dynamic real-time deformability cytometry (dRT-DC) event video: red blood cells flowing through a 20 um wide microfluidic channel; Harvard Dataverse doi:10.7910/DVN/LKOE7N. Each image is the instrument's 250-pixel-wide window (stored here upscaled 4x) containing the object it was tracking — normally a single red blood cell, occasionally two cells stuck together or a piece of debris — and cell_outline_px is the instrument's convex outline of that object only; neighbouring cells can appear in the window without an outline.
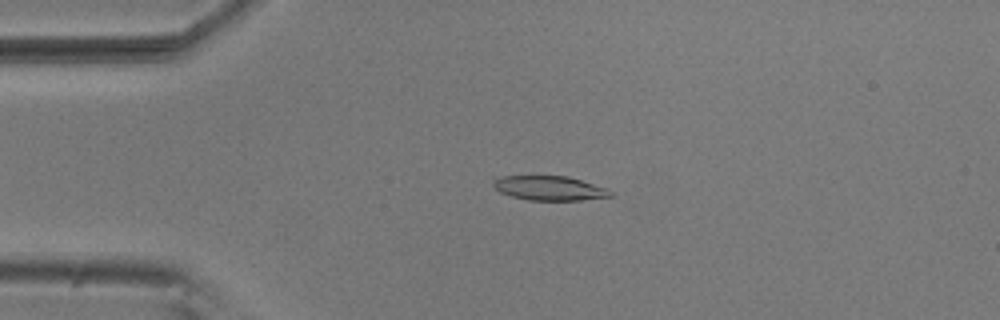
{"species": "common noctule bat (a hibernating species)", "species_latin": "Nyctalus noctula", "temperature_condition": "room temperature", "stored_images_in_passage": 54, "camera_frame_rate_fps": 3000, "um_per_image_px": 0.085, "animal": {"sex": "male", "body_mass_g": 20.5, "forearm_length_mm": 52.5}, "frame": {"image": 1, "passage_image": 12, "time_ms": 3.667, "image_size_px": [1000, 320], "cell_outline_px": [[612, 196], [580, 200], [528, 200], [512, 196], [500, 192], [492, 184], [492, 176], [568, 176], [608, 188], [612, 192]], "centroid_in_image_um": [46.67, 15.98], "position_along_channel_um": 38.3, "area_um2": 16.76}}
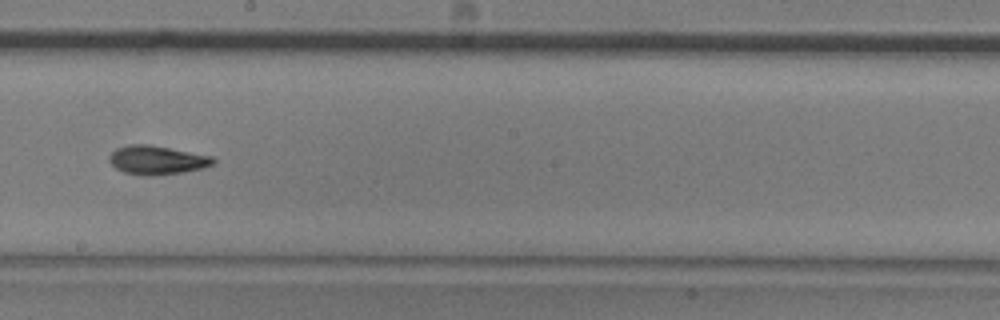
{"frame": {"image": 2, "passage_image": 30, "time_ms": 9.667, "image_size_px": [1000, 320], "cell_outline_px": [[216, 164], [204, 168], [184, 172], [152, 176], [140, 176], [124, 172], [116, 168], [108, 160], [108, 156], [116, 148], [128, 144], [148, 144], [212, 156], [216, 160]], "centroid_in_image_um": [13.34, 13.61], "position_along_channel_um": 234.9, "area_um2": 17.69}}
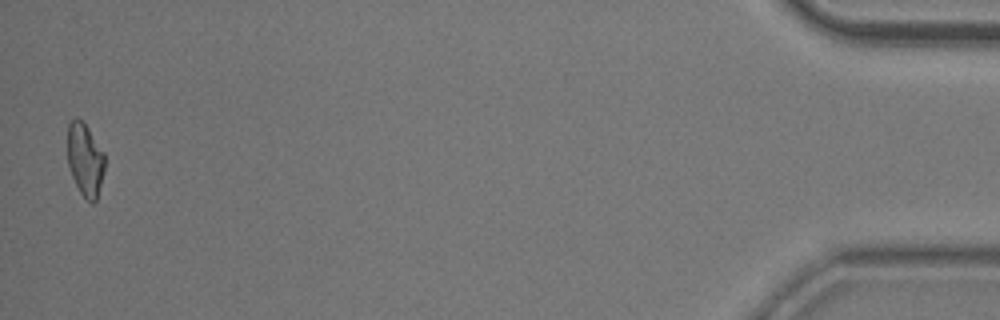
{"frame": {"image": 3, "passage_image": 53, "time_ms": 17.333, "image_size_px": [1000, 320], "cell_outline_px": [[104, 172], [96, 200], [92, 204], [80, 192], [72, 176], [68, 164], [68, 124], [76, 116], [88, 128], [104, 152]], "centroid_in_image_um": [7.23, 13.56], "position_along_channel_um": 428.0, "area_um2": 15.61}, "authors_computed_cell_mechanics": {"area_um2": 16.9065, "velocity_mm_per_s": 3.7402, "shape_relaxation_time_tau1_ms": 5.2105, "shape_relaxation_time_tau2_ms": 5.5761, "deformation_change_tau1": 0.1639, "deformation_change_tau2": 0.1034}}